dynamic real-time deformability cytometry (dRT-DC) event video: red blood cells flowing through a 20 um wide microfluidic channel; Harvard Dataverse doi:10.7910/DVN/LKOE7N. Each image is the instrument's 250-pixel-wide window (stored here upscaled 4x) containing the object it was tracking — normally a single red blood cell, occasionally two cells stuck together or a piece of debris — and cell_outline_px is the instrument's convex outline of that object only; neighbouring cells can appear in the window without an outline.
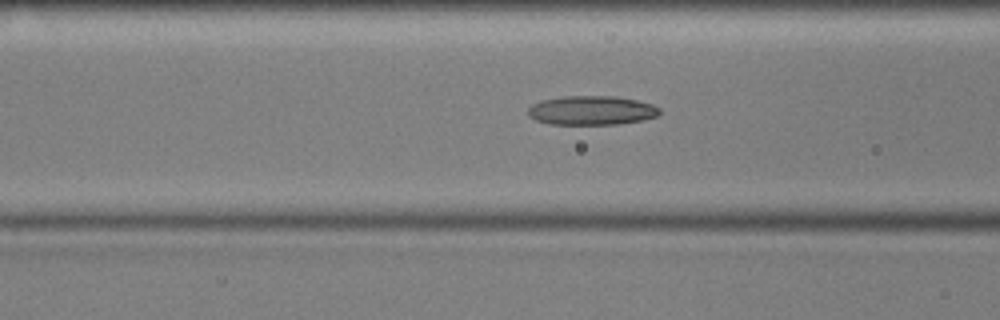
{"species": "common noctule bat (a hibernating species)", "species_latin": "Nyctalus noctula", "temperature_condition": "cold", "stored_images_in_passage": 37, "camera_frame_rate_fps": 3000, "um_per_image_px": 0.085, "animal": {"sex": "male", "body_mass_g": 17.9, "forearm_length_mm": 54.2}, "frame": {"image": 1, "passage_image": 17, "time_ms": 5.333, "image_size_px": [1000, 320], "cell_outline_px": [[660, 112], [656, 116], [644, 120], [616, 124], [548, 124], [536, 120], [528, 116], [528, 108], [532, 104], [540, 100], [564, 96], [616, 96], [636, 100], [652, 104], [660, 108]], "centroid_in_image_um": [50.26, 9.38], "position_along_channel_um": 116.3, "area_um2": 22.43}}
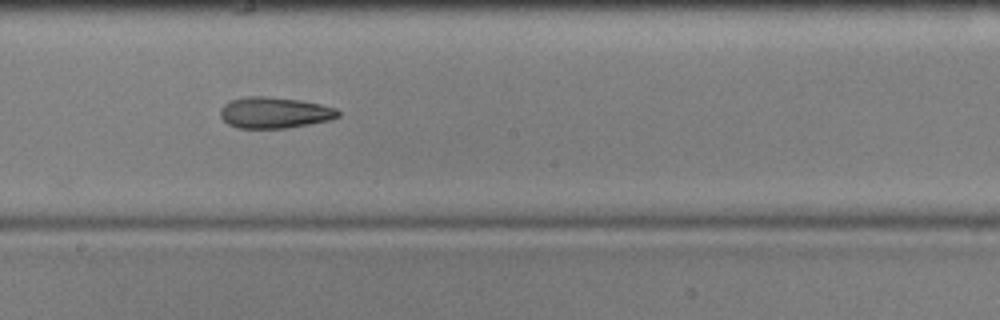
{"frame": {"image": 2, "passage_image": 26, "time_ms": 8.333, "image_size_px": [1000, 320], "cell_outline_px": [[340, 116], [332, 120], [288, 128], [236, 128], [228, 124], [220, 116], [220, 108], [224, 104], [232, 100], [248, 96], [268, 96], [300, 100], [320, 104], [336, 108], [340, 112]], "centroid_in_image_um": [23.35, 9.58], "position_along_channel_um": 224.8, "area_um2": 21.56}}
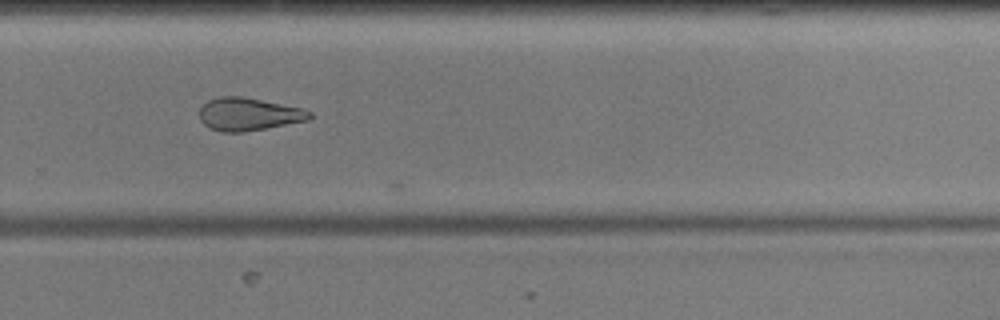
{"frame": {"image": 3, "passage_image": 33, "time_ms": 10.667, "image_size_px": [1000, 320], "cell_outline_px": [[312, 116], [308, 120], [244, 132], [220, 132], [208, 128], [200, 120], [200, 108], [208, 100], [220, 96], [240, 96], [300, 108], [312, 112]], "centroid_in_image_um": [21.08, 9.72], "position_along_channel_um": 308.7, "area_um2": 20.87}}